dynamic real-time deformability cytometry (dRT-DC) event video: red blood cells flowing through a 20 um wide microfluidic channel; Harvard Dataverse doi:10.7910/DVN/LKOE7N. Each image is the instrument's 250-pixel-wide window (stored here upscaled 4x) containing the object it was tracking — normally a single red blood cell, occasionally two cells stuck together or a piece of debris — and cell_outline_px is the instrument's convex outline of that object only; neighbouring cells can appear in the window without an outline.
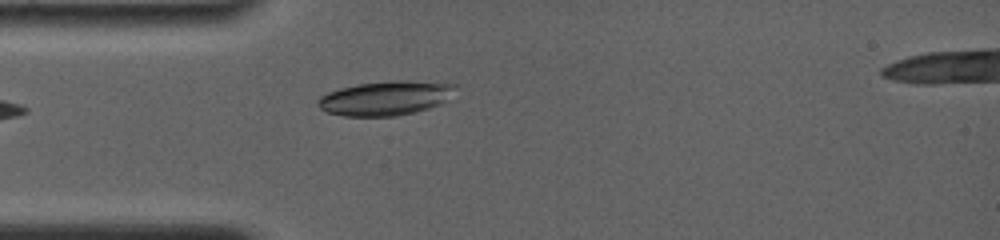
{"species": "common noctule bat (a hibernating species)", "species_latin": "Nyctalus noctula", "temperature_condition": "room temperature", "stored_images_in_passage": 12, "camera_frame_rate_fps": 4000, "um_per_image_px": 0.085, "animal": {"sex": "female", "body_mass_g": 19.0, "forearm_length_mm": 56.7}, "frame": {"image": 1, "passage_image": 2, "time_ms": 0.25, "image_size_px": [1000, 240], "cell_outline_px": [[456, 88], [440, 104], [416, 112], [396, 116], [344, 116], [328, 112], [320, 108], [316, 104], [316, 100], [320, 96], [328, 92], [340, 88], [356, 84], [392, 80], [408, 80], [456, 84]], "centroid_in_image_um": [32.72, 8.33], "position_along_channel_um": 52.3, "area_um2": 27.46}}
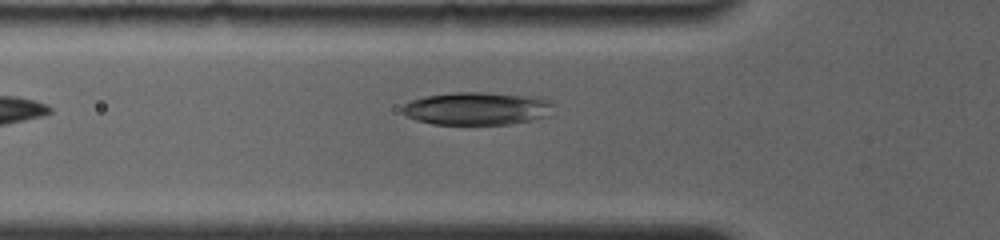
{"frame": {"image": 2, "passage_image": 6, "time_ms": 1.25, "image_size_px": [1000, 240], "cell_outline_px": [[552, 104], [548, 116], [532, 120], [508, 124], [432, 124], [416, 120], [408, 116], [400, 108], [404, 104], [412, 100], [424, 96], [456, 92], [484, 92], [540, 96], [548, 100]], "centroid_in_image_um": [40.55, 9.21], "position_along_channel_um": 85.2, "area_um2": 29.02}}
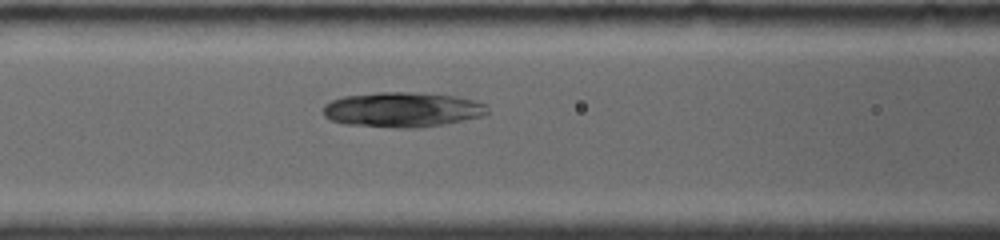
{"frame": {"image": 3, "passage_image": 11, "time_ms": 2.5, "image_size_px": [1000, 240], "cell_outline_px": [[488, 112], [484, 116], [444, 124], [420, 128], [396, 128], [344, 124], [328, 120], [324, 116], [324, 104], [332, 100], [344, 96], [376, 92], [408, 92], [456, 96], [488, 104]], "centroid_in_image_um": [34.2, 9.33], "position_along_channel_um": 132.4, "area_um2": 33.76}}